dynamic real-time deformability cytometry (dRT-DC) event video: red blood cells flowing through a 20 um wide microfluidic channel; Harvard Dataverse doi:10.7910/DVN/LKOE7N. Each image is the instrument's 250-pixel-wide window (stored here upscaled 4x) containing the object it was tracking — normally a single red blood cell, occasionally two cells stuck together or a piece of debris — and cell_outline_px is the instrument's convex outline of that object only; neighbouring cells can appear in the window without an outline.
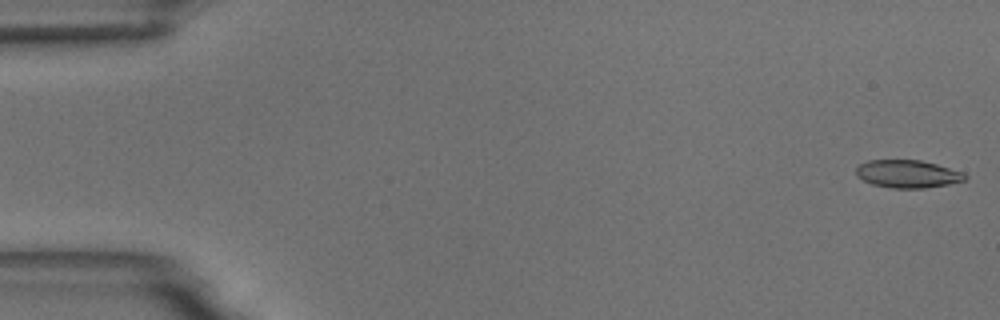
{"species": "common noctule bat (a hibernating species)", "species_latin": "Nyctalus noctula", "temperature_condition": "room temperature", "stored_images_in_passage": 51, "camera_frame_rate_fps": 3000, "um_per_image_px": 0.085, "animal": {"sex": "male", "body_mass_g": 18.8}, "frame": {"image": 1, "passage_image": 1, "time_ms": 0.0, "image_size_px": [1000, 320], "cell_outline_px": [[968, 176], [964, 180], [948, 184], [924, 188], [892, 188], [872, 184], [856, 176], [856, 168], [860, 164], [868, 160], [920, 160], [936, 164], [964, 172]], "centroid_in_image_um": [77.14, 14.78], "position_along_channel_um": 7.9, "area_um2": 17.57}}
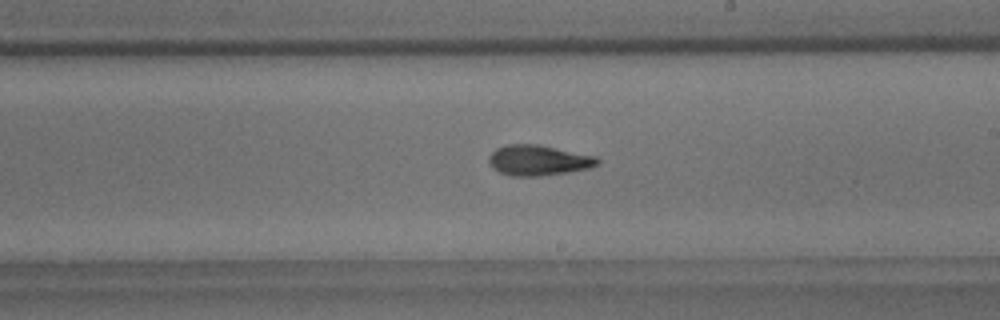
{"frame": {"image": 2, "passage_image": 32, "time_ms": 10.333, "image_size_px": [1000, 320], "cell_outline_px": [[600, 164], [588, 168], [568, 172], [540, 176], [512, 176], [500, 172], [492, 168], [488, 160], [488, 156], [496, 148], [508, 144], [540, 144], [596, 156], [600, 160]], "centroid_in_image_um": [45.77, 13.62], "position_along_channel_um": 243.2, "area_um2": 19.42}}
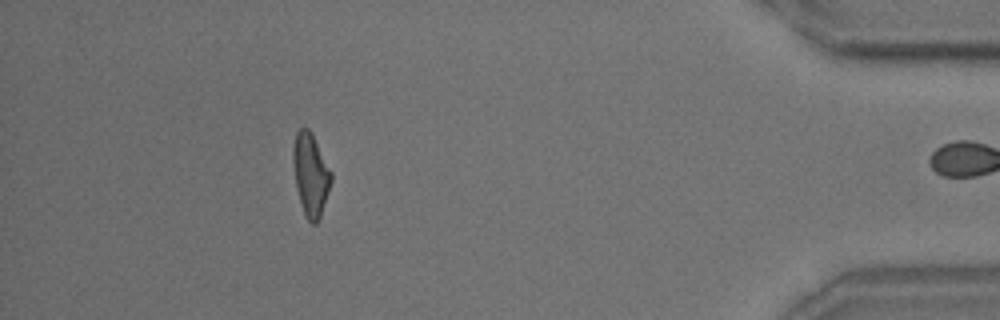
{"frame": {"image": 3, "passage_image": 50, "time_ms": 16.333, "image_size_px": [1000, 320], "cell_outline_px": [[332, 180], [320, 216], [316, 224], [312, 224], [304, 216], [296, 188], [292, 160], [292, 148], [296, 132], [300, 128], [308, 128], [312, 132], [332, 172]], "centroid_in_image_um": [26.39, 14.81], "position_along_channel_um": 408.8, "area_um2": 18.5}, "authors_computed_cell_mechanics": {"area_um2": 18.496, "velocity_mm_per_s": 3.6495, "shape_relaxation_time_tau1_ms": 6.058, "shape_relaxation_time_tau2_ms": 2.9861, "deformation_change_tau1": 0.1887, "deformation_change_tau2": 0.1105}}